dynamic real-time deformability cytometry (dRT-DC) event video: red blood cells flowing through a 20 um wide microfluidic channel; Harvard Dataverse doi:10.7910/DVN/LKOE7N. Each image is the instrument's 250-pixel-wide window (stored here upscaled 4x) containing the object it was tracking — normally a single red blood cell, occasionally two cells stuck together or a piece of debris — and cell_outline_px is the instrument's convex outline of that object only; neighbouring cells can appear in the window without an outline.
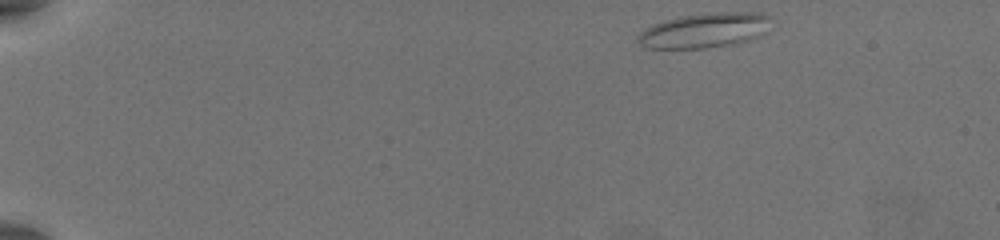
{"species": "common noctule bat (a hibernating species)", "species_latin": "Nyctalus noctula", "temperature_condition": "warm", "stored_images_in_passage": 48, "camera_frame_rate_fps": 3000, "um_per_image_px": 0.085, "animal": {"sex": "female", "body_mass_g": 19.5, "forearm_length_mm": 54.1}, "frame": {"image": 1, "passage_image": 1, "time_ms": 0.0, "image_size_px": [1000, 240], "cell_outline_px": [[768, 16], [764, 32], [760, 36], [736, 44], [704, 48], [648, 48], [640, 44], [636, 40], [636, 36], [644, 28], [652, 24], [664, 20], [680, 16], [716, 12], [760, 12]], "centroid_in_image_um": [59.81, 2.58], "position_along_channel_um": 25.2, "area_um2": 26.93}}
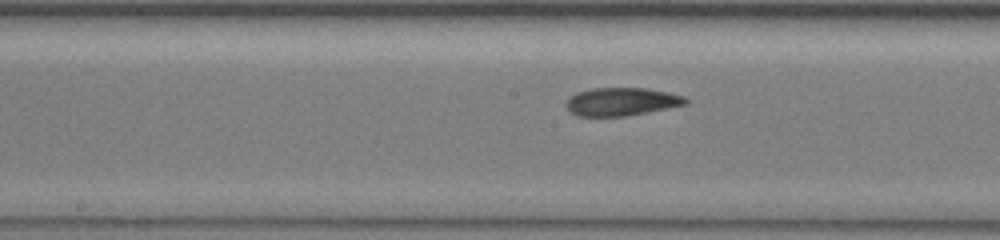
{"frame": {"image": 2, "passage_image": 24, "time_ms": 7.667, "image_size_px": [1000, 240], "cell_outline_px": [[688, 104], [668, 108], [624, 116], [576, 116], [564, 104], [576, 92], [592, 88], [648, 88], [668, 92], [684, 96], [688, 100]], "centroid_in_image_um": [52.84, 8.63], "position_along_channel_um": 195.4, "area_um2": 19.48}}
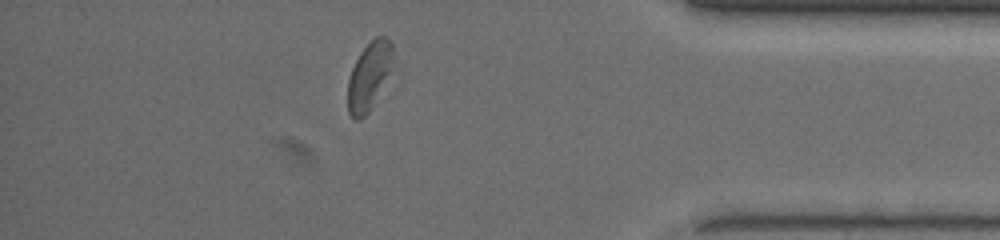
{"frame": {"image": 3, "passage_image": 42, "time_ms": 13.667, "image_size_px": [1000, 240], "cell_outline_px": [[392, 68], [368, 112], [360, 120], [356, 120], [348, 112], [348, 80], [352, 68], [360, 52], [376, 36], [384, 36], [392, 44]], "centroid_in_image_um": [31.35, 6.46], "position_along_channel_um": 403.8, "area_um2": 17.4}, "authors_computed_cell_mechanics": {"area_um2": 19.6809, "velocity_mm_per_s": 3.878, "shape_relaxation_time_tau1_ms": 5.4417, "shape_relaxation_time_tau2_ms": 2.8542, "deformation_change_tau1": 0.1516, "deformation_change_tau2": 0.0871}}